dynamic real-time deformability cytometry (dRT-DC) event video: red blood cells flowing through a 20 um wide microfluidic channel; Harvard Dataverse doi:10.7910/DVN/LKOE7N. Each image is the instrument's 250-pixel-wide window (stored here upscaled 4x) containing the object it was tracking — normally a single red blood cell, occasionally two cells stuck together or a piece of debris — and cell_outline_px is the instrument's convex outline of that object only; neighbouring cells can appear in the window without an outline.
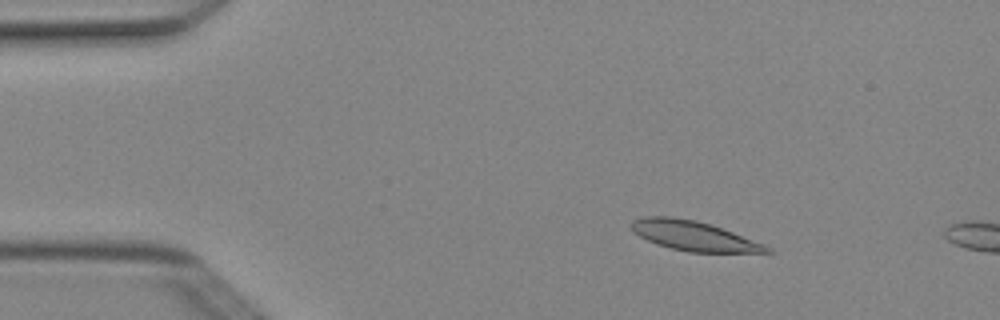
{"species": "Egyptian fruit bat (a non-hibernating species)", "species_latin": "Rousettus aegyptiacus", "temperature_condition": "cold", "stored_images_in_passage": 3, "camera_frame_rate_fps": 3000, "um_per_image_px": 0.085, "animal": {"sex": "female"}, "frame": {"image": 1, "passage_image": 2, "time_ms": 0.333, "image_size_px": [1000, 320], "cell_outline_px": [[776, 252], [688, 252], [656, 244], [640, 236], [632, 228], [632, 220], [644, 216], [668, 216], [696, 220], [712, 224], [764, 244], [772, 248]], "centroid_in_image_um": [58.99, 20.04], "position_along_channel_um": 26.0, "area_um2": 23.24}}